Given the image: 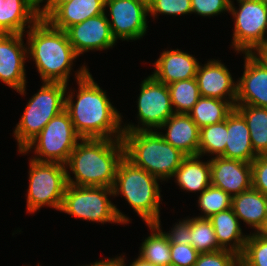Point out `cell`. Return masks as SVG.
<instances>
[{
  "mask_svg": "<svg viewBox=\"0 0 267 266\" xmlns=\"http://www.w3.org/2000/svg\"><path fill=\"white\" fill-rule=\"evenodd\" d=\"M153 65L155 69L151 76L168 85L180 80L195 78L199 62L192 55L175 49L164 50Z\"/></svg>",
  "mask_w": 267,
  "mask_h": 266,
  "instance_id": "cell-18",
  "label": "cell"
},
{
  "mask_svg": "<svg viewBox=\"0 0 267 266\" xmlns=\"http://www.w3.org/2000/svg\"><path fill=\"white\" fill-rule=\"evenodd\" d=\"M117 258L120 263V266H126L124 256L123 257L119 256ZM129 266H156V265H153L152 263L147 262L138 256V258L135 259Z\"/></svg>",
  "mask_w": 267,
  "mask_h": 266,
  "instance_id": "cell-43",
  "label": "cell"
},
{
  "mask_svg": "<svg viewBox=\"0 0 267 266\" xmlns=\"http://www.w3.org/2000/svg\"><path fill=\"white\" fill-rule=\"evenodd\" d=\"M108 195L114 196L113 188L67 184L60 212L101 224L130 222L129 217L121 213L108 199Z\"/></svg>",
  "mask_w": 267,
  "mask_h": 266,
  "instance_id": "cell-7",
  "label": "cell"
},
{
  "mask_svg": "<svg viewBox=\"0 0 267 266\" xmlns=\"http://www.w3.org/2000/svg\"><path fill=\"white\" fill-rule=\"evenodd\" d=\"M142 1H144L147 4H149L151 2V0H142Z\"/></svg>",
  "mask_w": 267,
  "mask_h": 266,
  "instance_id": "cell-44",
  "label": "cell"
},
{
  "mask_svg": "<svg viewBox=\"0 0 267 266\" xmlns=\"http://www.w3.org/2000/svg\"><path fill=\"white\" fill-rule=\"evenodd\" d=\"M72 0H41L38 3V14L40 19L46 20L60 5ZM45 5H41L42 3ZM41 3V4H40ZM42 8H40L41 6Z\"/></svg>",
  "mask_w": 267,
  "mask_h": 266,
  "instance_id": "cell-40",
  "label": "cell"
},
{
  "mask_svg": "<svg viewBox=\"0 0 267 266\" xmlns=\"http://www.w3.org/2000/svg\"><path fill=\"white\" fill-rule=\"evenodd\" d=\"M158 178L140 169L125 156L117 168L113 186L114 197L122 195L147 224L160 221L161 194Z\"/></svg>",
  "mask_w": 267,
  "mask_h": 266,
  "instance_id": "cell-5",
  "label": "cell"
},
{
  "mask_svg": "<svg viewBox=\"0 0 267 266\" xmlns=\"http://www.w3.org/2000/svg\"><path fill=\"white\" fill-rule=\"evenodd\" d=\"M168 232H164V234L168 237L170 243L190 245L191 218L180 220L179 223H176L171 231Z\"/></svg>",
  "mask_w": 267,
  "mask_h": 266,
  "instance_id": "cell-39",
  "label": "cell"
},
{
  "mask_svg": "<svg viewBox=\"0 0 267 266\" xmlns=\"http://www.w3.org/2000/svg\"><path fill=\"white\" fill-rule=\"evenodd\" d=\"M234 108L247 123L254 152L267 155V108L252 105H235Z\"/></svg>",
  "mask_w": 267,
  "mask_h": 266,
  "instance_id": "cell-26",
  "label": "cell"
},
{
  "mask_svg": "<svg viewBox=\"0 0 267 266\" xmlns=\"http://www.w3.org/2000/svg\"><path fill=\"white\" fill-rule=\"evenodd\" d=\"M208 219L213 225L218 244L223 249L231 250L240 256L244 251L248 235H243L240 221L233 209L223 210Z\"/></svg>",
  "mask_w": 267,
  "mask_h": 266,
  "instance_id": "cell-24",
  "label": "cell"
},
{
  "mask_svg": "<svg viewBox=\"0 0 267 266\" xmlns=\"http://www.w3.org/2000/svg\"><path fill=\"white\" fill-rule=\"evenodd\" d=\"M265 5H267V0H261Z\"/></svg>",
  "mask_w": 267,
  "mask_h": 266,
  "instance_id": "cell-45",
  "label": "cell"
},
{
  "mask_svg": "<svg viewBox=\"0 0 267 266\" xmlns=\"http://www.w3.org/2000/svg\"><path fill=\"white\" fill-rule=\"evenodd\" d=\"M191 246L199 253L223 249L217 241L215 231L208 218H191Z\"/></svg>",
  "mask_w": 267,
  "mask_h": 266,
  "instance_id": "cell-31",
  "label": "cell"
},
{
  "mask_svg": "<svg viewBox=\"0 0 267 266\" xmlns=\"http://www.w3.org/2000/svg\"><path fill=\"white\" fill-rule=\"evenodd\" d=\"M27 55L33 58L42 82L67 84L73 61L78 57L66 31L38 19L27 31Z\"/></svg>",
  "mask_w": 267,
  "mask_h": 266,
  "instance_id": "cell-3",
  "label": "cell"
},
{
  "mask_svg": "<svg viewBox=\"0 0 267 266\" xmlns=\"http://www.w3.org/2000/svg\"><path fill=\"white\" fill-rule=\"evenodd\" d=\"M105 13V0H72L60 5L46 20L57 29L69 27Z\"/></svg>",
  "mask_w": 267,
  "mask_h": 266,
  "instance_id": "cell-23",
  "label": "cell"
},
{
  "mask_svg": "<svg viewBox=\"0 0 267 266\" xmlns=\"http://www.w3.org/2000/svg\"><path fill=\"white\" fill-rule=\"evenodd\" d=\"M194 266H240V256L227 249L200 253Z\"/></svg>",
  "mask_w": 267,
  "mask_h": 266,
  "instance_id": "cell-35",
  "label": "cell"
},
{
  "mask_svg": "<svg viewBox=\"0 0 267 266\" xmlns=\"http://www.w3.org/2000/svg\"><path fill=\"white\" fill-rule=\"evenodd\" d=\"M86 67L82 65L75 73L79 86L76 101L73 92L65 94L68 95L65 96V110L70 115L74 129L82 139H122L121 114Z\"/></svg>",
  "mask_w": 267,
  "mask_h": 266,
  "instance_id": "cell-1",
  "label": "cell"
},
{
  "mask_svg": "<svg viewBox=\"0 0 267 266\" xmlns=\"http://www.w3.org/2000/svg\"><path fill=\"white\" fill-rule=\"evenodd\" d=\"M227 132L226 148L222 157L251 163L258 155L252 148L247 123L235 108L227 115Z\"/></svg>",
  "mask_w": 267,
  "mask_h": 266,
  "instance_id": "cell-21",
  "label": "cell"
},
{
  "mask_svg": "<svg viewBox=\"0 0 267 266\" xmlns=\"http://www.w3.org/2000/svg\"><path fill=\"white\" fill-rule=\"evenodd\" d=\"M166 128V133L159 132L165 141L186 156L198 155L200 129L188 114L174 113L159 130Z\"/></svg>",
  "mask_w": 267,
  "mask_h": 266,
  "instance_id": "cell-19",
  "label": "cell"
},
{
  "mask_svg": "<svg viewBox=\"0 0 267 266\" xmlns=\"http://www.w3.org/2000/svg\"><path fill=\"white\" fill-rule=\"evenodd\" d=\"M38 19L36 0H0V34H24Z\"/></svg>",
  "mask_w": 267,
  "mask_h": 266,
  "instance_id": "cell-20",
  "label": "cell"
},
{
  "mask_svg": "<svg viewBox=\"0 0 267 266\" xmlns=\"http://www.w3.org/2000/svg\"><path fill=\"white\" fill-rule=\"evenodd\" d=\"M148 9L153 18L158 14L182 16L192 13L191 0H151Z\"/></svg>",
  "mask_w": 267,
  "mask_h": 266,
  "instance_id": "cell-34",
  "label": "cell"
},
{
  "mask_svg": "<svg viewBox=\"0 0 267 266\" xmlns=\"http://www.w3.org/2000/svg\"><path fill=\"white\" fill-rule=\"evenodd\" d=\"M82 138L76 133L69 113L63 110L53 117L33 138L22 151L27 154L34 149L35 157L31 158L37 162L66 164L78 142Z\"/></svg>",
  "mask_w": 267,
  "mask_h": 266,
  "instance_id": "cell-8",
  "label": "cell"
},
{
  "mask_svg": "<svg viewBox=\"0 0 267 266\" xmlns=\"http://www.w3.org/2000/svg\"><path fill=\"white\" fill-rule=\"evenodd\" d=\"M147 226L152 234L142 242L139 257L156 266H171L170 241L161 230V223Z\"/></svg>",
  "mask_w": 267,
  "mask_h": 266,
  "instance_id": "cell-27",
  "label": "cell"
},
{
  "mask_svg": "<svg viewBox=\"0 0 267 266\" xmlns=\"http://www.w3.org/2000/svg\"><path fill=\"white\" fill-rule=\"evenodd\" d=\"M140 87L141 90L137 99L139 123L136 126L129 123L125 124L122 126L123 132L159 129L174 114L170 92L166 84L157 81L150 75L142 81ZM140 123L142 126H139Z\"/></svg>",
  "mask_w": 267,
  "mask_h": 266,
  "instance_id": "cell-11",
  "label": "cell"
},
{
  "mask_svg": "<svg viewBox=\"0 0 267 266\" xmlns=\"http://www.w3.org/2000/svg\"><path fill=\"white\" fill-rule=\"evenodd\" d=\"M122 140L125 157L162 181L172 178L186 157L155 130L123 132Z\"/></svg>",
  "mask_w": 267,
  "mask_h": 266,
  "instance_id": "cell-4",
  "label": "cell"
},
{
  "mask_svg": "<svg viewBox=\"0 0 267 266\" xmlns=\"http://www.w3.org/2000/svg\"><path fill=\"white\" fill-rule=\"evenodd\" d=\"M227 134V117L220 123L201 128L198 155L202 158L209 153L215 157H222L226 148Z\"/></svg>",
  "mask_w": 267,
  "mask_h": 266,
  "instance_id": "cell-30",
  "label": "cell"
},
{
  "mask_svg": "<svg viewBox=\"0 0 267 266\" xmlns=\"http://www.w3.org/2000/svg\"><path fill=\"white\" fill-rule=\"evenodd\" d=\"M106 12L75 24L66 30L69 42L79 56L90 50H106L115 45Z\"/></svg>",
  "mask_w": 267,
  "mask_h": 266,
  "instance_id": "cell-14",
  "label": "cell"
},
{
  "mask_svg": "<svg viewBox=\"0 0 267 266\" xmlns=\"http://www.w3.org/2000/svg\"><path fill=\"white\" fill-rule=\"evenodd\" d=\"M244 58V72L237 81L235 105L267 108V67L250 53H245Z\"/></svg>",
  "mask_w": 267,
  "mask_h": 266,
  "instance_id": "cell-17",
  "label": "cell"
},
{
  "mask_svg": "<svg viewBox=\"0 0 267 266\" xmlns=\"http://www.w3.org/2000/svg\"><path fill=\"white\" fill-rule=\"evenodd\" d=\"M234 214L239 220L253 227L255 232H263L267 227V196L251 188L232 196Z\"/></svg>",
  "mask_w": 267,
  "mask_h": 266,
  "instance_id": "cell-22",
  "label": "cell"
},
{
  "mask_svg": "<svg viewBox=\"0 0 267 266\" xmlns=\"http://www.w3.org/2000/svg\"><path fill=\"white\" fill-rule=\"evenodd\" d=\"M66 170L65 165L61 163L30 159L27 212L35 213L44 206L60 211L67 186Z\"/></svg>",
  "mask_w": 267,
  "mask_h": 266,
  "instance_id": "cell-9",
  "label": "cell"
},
{
  "mask_svg": "<svg viewBox=\"0 0 267 266\" xmlns=\"http://www.w3.org/2000/svg\"><path fill=\"white\" fill-rule=\"evenodd\" d=\"M24 34H0V80L19 94L26 93ZM26 46V47H25Z\"/></svg>",
  "mask_w": 267,
  "mask_h": 266,
  "instance_id": "cell-13",
  "label": "cell"
},
{
  "mask_svg": "<svg viewBox=\"0 0 267 266\" xmlns=\"http://www.w3.org/2000/svg\"><path fill=\"white\" fill-rule=\"evenodd\" d=\"M125 156L122 139H81L65 167L67 184L113 188L120 161Z\"/></svg>",
  "mask_w": 267,
  "mask_h": 266,
  "instance_id": "cell-2",
  "label": "cell"
},
{
  "mask_svg": "<svg viewBox=\"0 0 267 266\" xmlns=\"http://www.w3.org/2000/svg\"><path fill=\"white\" fill-rule=\"evenodd\" d=\"M83 266H120L118 258H107L96 261L95 263H90V265H83Z\"/></svg>",
  "mask_w": 267,
  "mask_h": 266,
  "instance_id": "cell-42",
  "label": "cell"
},
{
  "mask_svg": "<svg viewBox=\"0 0 267 266\" xmlns=\"http://www.w3.org/2000/svg\"><path fill=\"white\" fill-rule=\"evenodd\" d=\"M231 0H191L192 13L200 16H213L229 11Z\"/></svg>",
  "mask_w": 267,
  "mask_h": 266,
  "instance_id": "cell-37",
  "label": "cell"
},
{
  "mask_svg": "<svg viewBox=\"0 0 267 266\" xmlns=\"http://www.w3.org/2000/svg\"><path fill=\"white\" fill-rule=\"evenodd\" d=\"M167 86L173 111L177 114H188L201 97L196 78L180 80Z\"/></svg>",
  "mask_w": 267,
  "mask_h": 266,
  "instance_id": "cell-29",
  "label": "cell"
},
{
  "mask_svg": "<svg viewBox=\"0 0 267 266\" xmlns=\"http://www.w3.org/2000/svg\"><path fill=\"white\" fill-rule=\"evenodd\" d=\"M67 85L62 82H44L38 93L30 98L14 130L18 151H22L53 117L65 110Z\"/></svg>",
  "mask_w": 267,
  "mask_h": 266,
  "instance_id": "cell-6",
  "label": "cell"
},
{
  "mask_svg": "<svg viewBox=\"0 0 267 266\" xmlns=\"http://www.w3.org/2000/svg\"><path fill=\"white\" fill-rule=\"evenodd\" d=\"M233 109L226 100L201 96L188 115L201 129L224 121Z\"/></svg>",
  "mask_w": 267,
  "mask_h": 266,
  "instance_id": "cell-28",
  "label": "cell"
},
{
  "mask_svg": "<svg viewBox=\"0 0 267 266\" xmlns=\"http://www.w3.org/2000/svg\"><path fill=\"white\" fill-rule=\"evenodd\" d=\"M250 54L263 66L267 67V39L261 42Z\"/></svg>",
  "mask_w": 267,
  "mask_h": 266,
  "instance_id": "cell-41",
  "label": "cell"
},
{
  "mask_svg": "<svg viewBox=\"0 0 267 266\" xmlns=\"http://www.w3.org/2000/svg\"><path fill=\"white\" fill-rule=\"evenodd\" d=\"M263 233L267 235V227H266V229L263 231Z\"/></svg>",
  "mask_w": 267,
  "mask_h": 266,
  "instance_id": "cell-46",
  "label": "cell"
},
{
  "mask_svg": "<svg viewBox=\"0 0 267 266\" xmlns=\"http://www.w3.org/2000/svg\"><path fill=\"white\" fill-rule=\"evenodd\" d=\"M207 161L202 162L199 155L186 156L173 176L175 182L184 191L201 194L211 185L210 160Z\"/></svg>",
  "mask_w": 267,
  "mask_h": 266,
  "instance_id": "cell-25",
  "label": "cell"
},
{
  "mask_svg": "<svg viewBox=\"0 0 267 266\" xmlns=\"http://www.w3.org/2000/svg\"><path fill=\"white\" fill-rule=\"evenodd\" d=\"M240 266H267V235L253 232L248 235Z\"/></svg>",
  "mask_w": 267,
  "mask_h": 266,
  "instance_id": "cell-33",
  "label": "cell"
},
{
  "mask_svg": "<svg viewBox=\"0 0 267 266\" xmlns=\"http://www.w3.org/2000/svg\"><path fill=\"white\" fill-rule=\"evenodd\" d=\"M239 8L230 1L228 13L233 15L232 45L237 53H251L267 37V5L261 0H237ZM265 37V38H264Z\"/></svg>",
  "mask_w": 267,
  "mask_h": 266,
  "instance_id": "cell-10",
  "label": "cell"
},
{
  "mask_svg": "<svg viewBox=\"0 0 267 266\" xmlns=\"http://www.w3.org/2000/svg\"><path fill=\"white\" fill-rule=\"evenodd\" d=\"M199 254L191 245L170 243L171 266H194Z\"/></svg>",
  "mask_w": 267,
  "mask_h": 266,
  "instance_id": "cell-36",
  "label": "cell"
},
{
  "mask_svg": "<svg viewBox=\"0 0 267 266\" xmlns=\"http://www.w3.org/2000/svg\"><path fill=\"white\" fill-rule=\"evenodd\" d=\"M198 206L204 215L198 218H210L213 214L232 207V196L224 190L210 185L199 196Z\"/></svg>",
  "mask_w": 267,
  "mask_h": 266,
  "instance_id": "cell-32",
  "label": "cell"
},
{
  "mask_svg": "<svg viewBox=\"0 0 267 266\" xmlns=\"http://www.w3.org/2000/svg\"><path fill=\"white\" fill-rule=\"evenodd\" d=\"M195 78L202 97L226 100L235 107L237 83L219 60H209L204 66L199 64Z\"/></svg>",
  "mask_w": 267,
  "mask_h": 266,
  "instance_id": "cell-16",
  "label": "cell"
},
{
  "mask_svg": "<svg viewBox=\"0 0 267 266\" xmlns=\"http://www.w3.org/2000/svg\"><path fill=\"white\" fill-rule=\"evenodd\" d=\"M211 185L231 196L252 188L251 163L240 160L213 157L210 159Z\"/></svg>",
  "mask_w": 267,
  "mask_h": 266,
  "instance_id": "cell-15",
  "label": "cell"
},
{
  "mask_svg": "<svg viewBox=\"0 0 267 266\" xmlns=\"http://www.w3.org/2000/svg\"><path fill=\"white\" fill-rule=\"evenodd\" d=\"M108 7L110 30L116 40H138L147 31L148 4L142 0H105Z\"/></svg>",
  "mask_w": 267,
  "mask_h": 266,
  "instance_id": "cell-12",
  "label": "cell"
},
{
  "mask_svg": "<svg viewBox=\"0 0 267 266\" xmlns=\"http://www.w3.org/2000/svg\"><path fill=\"white\" fill-rule=\"evenodd\" d=\"M252 188L267 196V155H258L251 162Z\"/></svg>",
  "mask_w": 267,
  "mask_h": 266,
  "instance_id": "cell-38",
  "label": "cell"
}]
</instances>
